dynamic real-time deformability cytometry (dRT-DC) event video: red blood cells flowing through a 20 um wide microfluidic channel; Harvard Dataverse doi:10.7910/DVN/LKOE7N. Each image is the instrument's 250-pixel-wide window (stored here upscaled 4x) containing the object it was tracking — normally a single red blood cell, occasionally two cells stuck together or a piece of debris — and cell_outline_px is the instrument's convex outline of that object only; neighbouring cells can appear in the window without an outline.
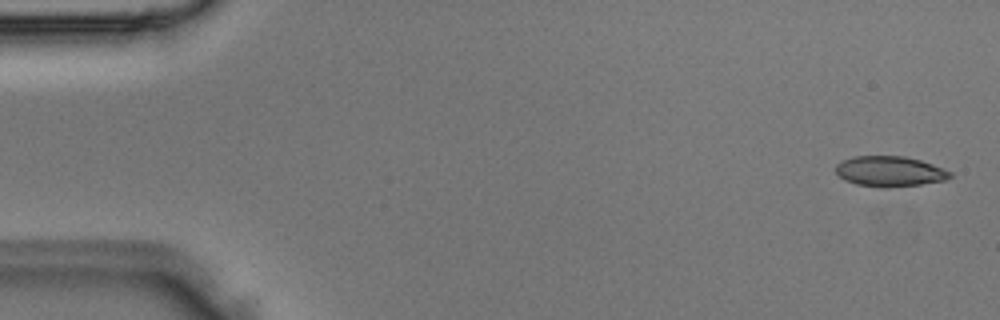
{"species": "Egyptian fruit bat (a non-hibernating species)", "species_latin": "Rousettus aegyptiacus", "temperature_condition": "room temperature", "stored_images_in_passage": 3, "camera_frame_rate_fps": 3000, "um_per_image_px": 0.085, "animal": {"sex": "male"}, "frame": {"image": 1, "passage_image": 1, "time_ms": 0.0, "image_size_px": [1000, 320], "cell_outline_px": [[952, 176], [944, 180], [920, 184], [888, 188], [880, 188], [856, 184], [844, 180], [836, 172], [836, 164], [844, 160], [856, 156], [904, 156], [920, 160], [932, 164], [952, 172]], "centroid_in_image_um": [75.62, 14.57], "position_along_channel_um": 9.4, "area_um2": 20.17}}
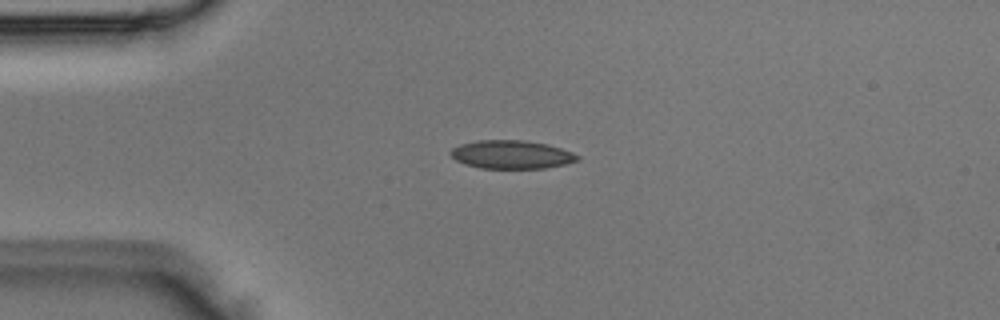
{"frame": {"image": 2, "passage_image": 3, "time_ms": 0.667, "image_size_px": [1000, 320], "cell_outline_px": [[580, 160], [564, 164], [544, 168], [480, 168], [464, 164], [456, 160], [448, 152], [452, 148], [460, 144], [476, 140], [524, 140], [548, 144], [572, 152], [580, 156]], "centroid_in_image_um": [43.46, 13.13], "position_along_channel_um": 41.5, "area_um2": 21.04}}